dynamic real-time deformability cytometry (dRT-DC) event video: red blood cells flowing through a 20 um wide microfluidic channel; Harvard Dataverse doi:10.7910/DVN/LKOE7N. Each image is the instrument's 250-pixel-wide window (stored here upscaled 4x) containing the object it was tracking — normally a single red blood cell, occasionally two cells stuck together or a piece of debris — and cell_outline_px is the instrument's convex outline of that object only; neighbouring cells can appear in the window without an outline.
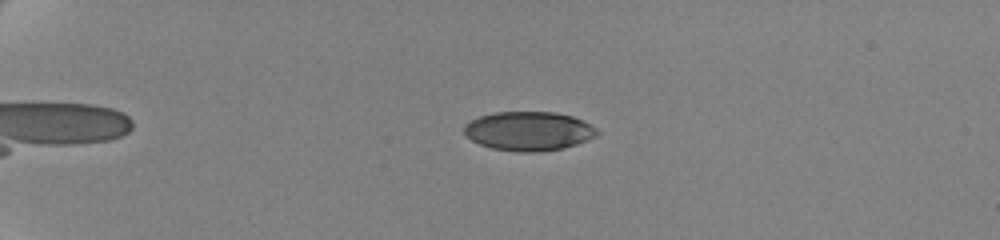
{"species": "human", "species_latin": "Homo sapiens", "temperature_condition": "cold", "stored_images_in_passage": 51, "camera_frame_rate_fps": 3000, "um_per_image_px": 0.085, "donor": {"sex": "female"}, "frame": {"image": 1, "passage_image": 7, "time_ms": 2.0, "image_size_px": [1000, 240], "cell_outline_px": [[600, 132], [596, 136], [576, 144], [564, 148], [540, 152], [516, 152], [492, 148], [480, 144], [472, 140], [464, 132], [464, 124], [480, 116], [496, 112], [556, 112], [572, 116], [596, 128]], "centroid_in_image_um": [44.94, 11.15], "position_along_channel_um": 40.1, "area_um2": 30.17}}
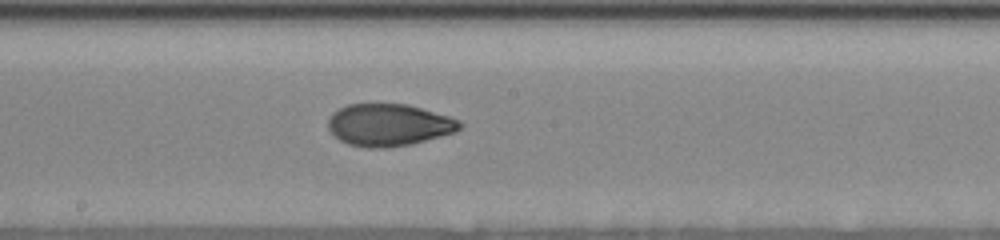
{"frame": {"image": 2, "passage_image": 28, "time_ms": 9.0, "image_size_px": [1000, 240], "cell_outline_px": [[464, 124], [456, 132], [412, 144], [384, 148], [368, 148], [348, 144], [340, 140], [328, 128], [328, 120], [332, 112], [348, 104], [408, 104], [448, 116], [460, 120]], "centroid_in_image_um": [33.06, 10.62], "position_along_channel_um": 215.1, "area_um2": 32.37}}
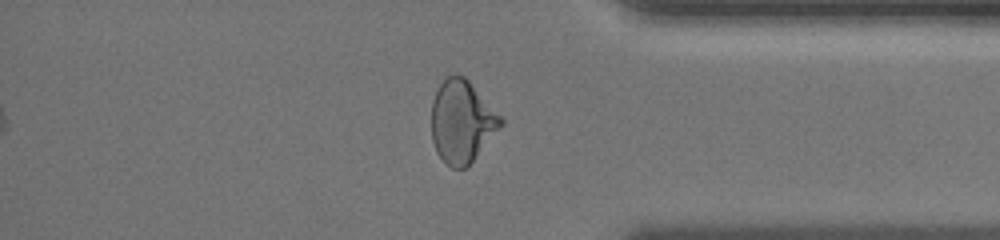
{"frame": {"image": 3, "passage_image": 44, "time_ms": 14.333, "image_size_px": [1000, 240], "cell_outline_px": [[504, 124], [472, 160], [464, 168], [452, 168], [436, 152], [432, 140], [432, 100], [440, 84], [448, 76], [456, 72], [464, 76], [468, 80], [504, 120]], "centroid_in_image_um": [39.25, 10.31], "position_along_channel_um": 396.0, "area_um2": 32.83}, "authors_computed_cell_mechanics": {"area_um2": 32.1946, "velocity_mm_per_s": 3.5117, "shape_relaxation_time_tau1_ms": 4.2237, "shape_relaxation_time_tau2_ms": 1.5308, "deformation_change_tau1": 0.1507, "deformation_change_tau2": 0.0638}}